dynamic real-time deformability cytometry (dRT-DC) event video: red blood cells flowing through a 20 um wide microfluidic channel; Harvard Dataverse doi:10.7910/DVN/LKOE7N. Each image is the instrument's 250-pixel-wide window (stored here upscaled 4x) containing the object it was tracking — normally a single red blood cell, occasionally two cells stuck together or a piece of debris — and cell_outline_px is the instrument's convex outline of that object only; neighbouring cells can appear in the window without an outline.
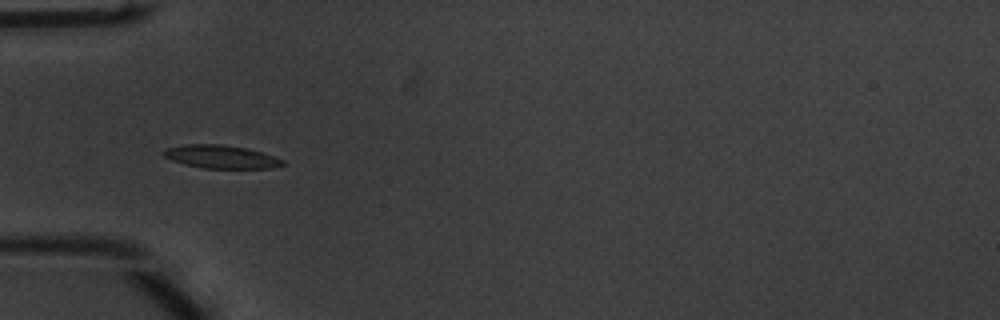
{"species": "common noctule bat (a hibernating species)", "species_latin": "Nyctalus noctula", "temperature_condition": "warm", "stored_images_in_passage": 10, "camera_frame_rate_fps": 3000, "um_per_image_px": 0.085, "animal": {"sex": "male", "body_mass_g": 20.1, "forearm_length_mm": 53.5}, "frame": {"image": 1, "passage_image": 4, "time_ms": 1.0, "image_size_px": [1000, 320], "cell_outline_px": [[284, 164], [272, 168], [204, 168], [184, 164], [172, 160], [164, 156], [160, 152], [168, 148], [184, 144], [220, 144], [248, 148], [284, 160]], "centroid_in_image_um": [18.76, 13.32], "position_along_channel_um": 66.2, "area_um2": 15.95}}